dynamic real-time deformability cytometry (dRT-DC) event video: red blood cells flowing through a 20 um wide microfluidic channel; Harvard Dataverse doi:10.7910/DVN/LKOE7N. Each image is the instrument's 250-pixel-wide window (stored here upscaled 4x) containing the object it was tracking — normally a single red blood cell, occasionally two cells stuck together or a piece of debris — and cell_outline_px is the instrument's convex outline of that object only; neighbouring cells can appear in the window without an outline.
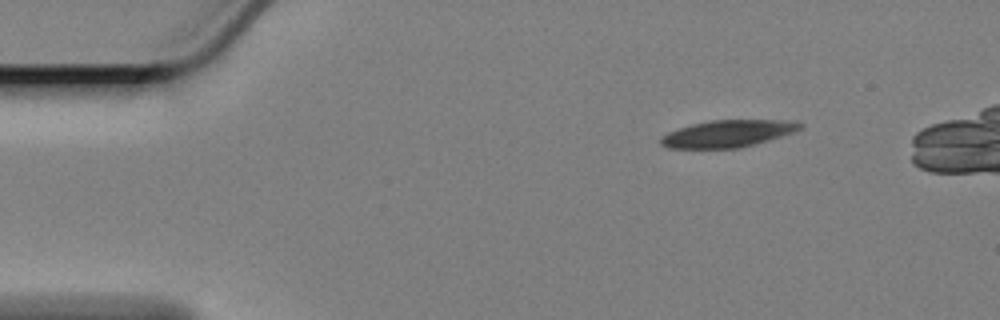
{"species": "Egyptian fruit bat (a non-hibernating species)", "species_latin": "Rousettus aegyptiacus", "temperature_condition": "cold", "stored_images_in_passage": 47, "camera_frame_rate_fps": 3000, "um_per_image_px": 0.085, "animal": {"sex": "female"}, "frame": {"image": 1, "passage_image": 1, "time_ms": 0.0, "image_size_px": [1000, 320], "cell_outline_px": [[804, 124], [800, 128], [792, 132], [768, 140], [740, 148], [668, 148], [660, 144], [660, 136], [668, 132], [692, 124], [708, 120], [796, 120]], "centroid_in_image_um": [61.84, 11.35], "position_along_channel_um": 23.2, "area_um2": 21.91}}
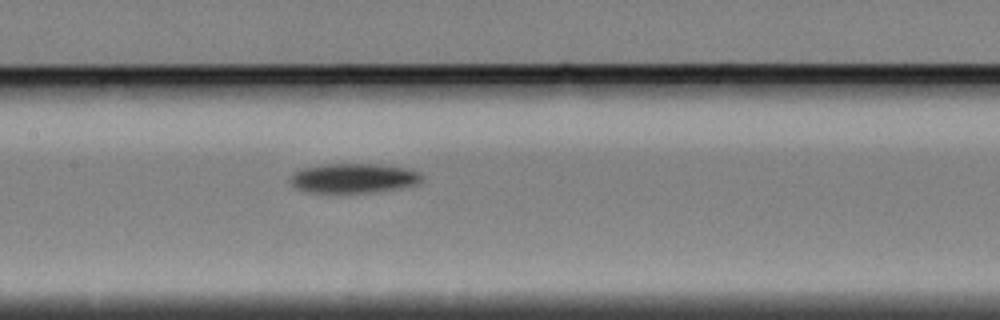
{"frame": {"image": 2, "passage_image": 21, "time_ms": 6.667, "image_size_px": [1000, 320], "cell_outline_px": [[424, 180], [416, 184], [400, 188], [372, 192], [308, 192], [296, 188], [288, 180], [300, 168], [320, 164], [380, 164], [408, 168], [420, 172], [424, 176]], "centroid_in_image_um": [30.09, 15.13], "position_along_channel_um": 177.3, "area_um2": 22.83}}
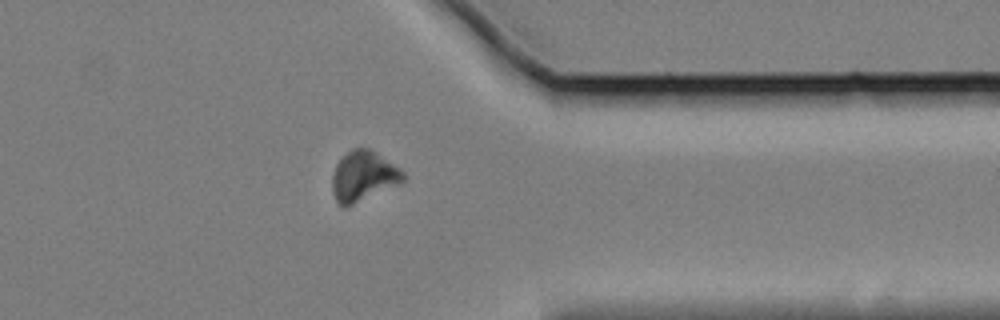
{"frame": {"image": 3, "passage_image": 40, "time_ms": 13.0, "image_size_px": [1000, 320], "cell_outline_px": [[404, 180], [400, 184], [344, 208], [336, 200], [332, 192], [332, 176], [336, 164], [352, 148], [372, 148], [400, 168], [404, 172]], "centroid_in_image_um": [30.9, 14.97], "position_along_channel_um": 380.5, "area_um2": 20.81}}